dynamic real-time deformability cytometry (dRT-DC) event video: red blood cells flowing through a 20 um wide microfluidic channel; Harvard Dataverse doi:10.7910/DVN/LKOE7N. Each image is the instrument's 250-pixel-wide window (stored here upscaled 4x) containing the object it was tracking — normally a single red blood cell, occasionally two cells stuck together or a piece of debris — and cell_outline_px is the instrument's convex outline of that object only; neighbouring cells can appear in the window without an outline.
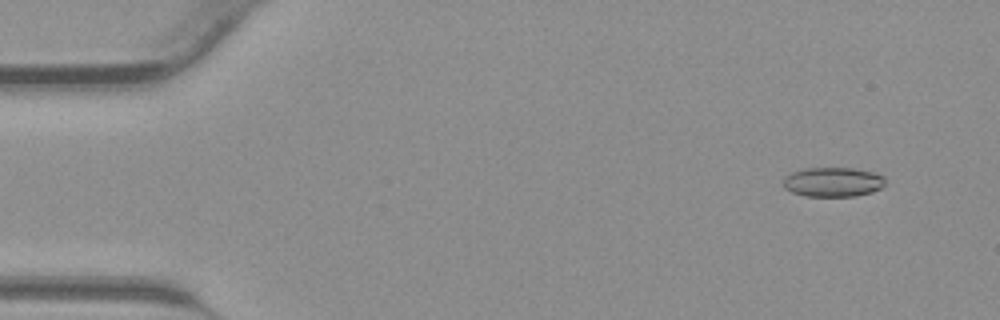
{"species": "common noctule bat (a hibernating species)", "species_latin": "Nyctalus noctula", "temperature_condition": "warm", "stored_images_in_passage": 14, "camera_frame_rate_fps": 3000, "um_per_image_px": 0.085, "animal": {"sex": "male", "body_mass_g": 23.1, "forearm_length_mm": 52.7}, "frame": {"image": 1, "passage_image": 4, "time_ms": 1.0, "image_size_px": [1000, 320], "cell_outline_px": [[884, 184], [880, 188], [872, 192], [856, 196], [804, 196], [792, 192], [784, 188], [784, 176], [792, 172], [804, 168], [852, 168], [872, 172], [884, 176]], "centroid_in_image_um": [70.78, 15.47], "position_along_channel_um": 14.2, "area_um2": 17.51}}
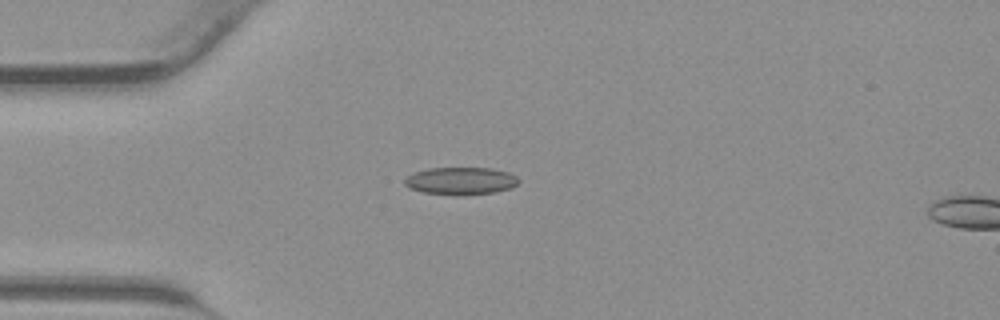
{"frame": {"image": 2, "passage_image": 12, "time_ms": 3.667, "image_size_px": [1000, 320], "cell_outline_px": [[520, 180], [512, 188], [496, 192], [464, 196], [452, 196], [424, 192], [408, 188], [404, 184], [404, 180], [408, 176], [416, 172], [428, 168], [492, 168], [508, 172], [516, 176]], "centroid_in_image_um": [39.18, 15.4], "position_along_channel_um": 45.8, "area_um2": 18.55}}